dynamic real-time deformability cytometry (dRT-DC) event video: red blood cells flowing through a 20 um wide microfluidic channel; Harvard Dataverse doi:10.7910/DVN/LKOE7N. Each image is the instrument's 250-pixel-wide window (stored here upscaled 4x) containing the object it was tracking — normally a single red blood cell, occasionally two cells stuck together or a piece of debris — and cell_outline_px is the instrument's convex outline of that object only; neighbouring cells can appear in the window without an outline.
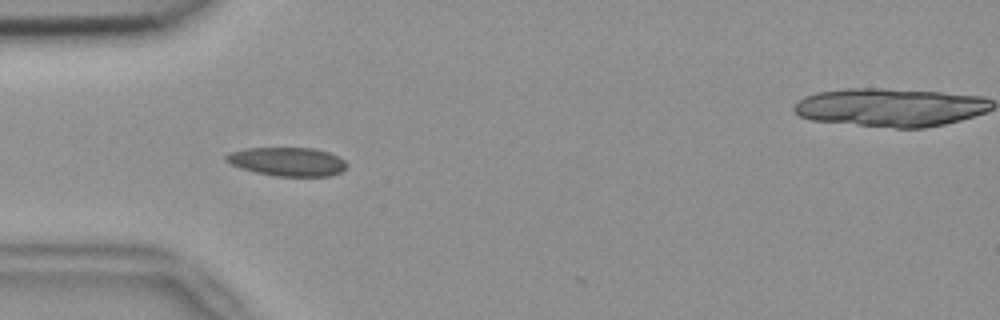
{"species": "common noctule bat (a hibernating species)", "species_latin": "Nyctalus noctula", "temperature_condition": "room temperature", "stored_images_in_passage": 9, "camera_frame_rate_fps": 3000, "um_per_image_px": 0.085, "animal": {"sex": "female", "body_mass_g": 18.4}, "frame": {"image": 1, "passage_image": 6, "time_ms": 1.667, "image_size_px": [1000, 320], "cell_outline_px": [[348, 164], [340, 172], [332, 176], [276, 176], [256, 172], [240, 168], [224, 160], [224, 156], [228, 152], [248, 148], [316, 148], [328, 152], [344, 160]], "centroid_in_image_um": [24.41, 13.73], "position_along_channel_um": 60.6, "area_um2": 20.17}}